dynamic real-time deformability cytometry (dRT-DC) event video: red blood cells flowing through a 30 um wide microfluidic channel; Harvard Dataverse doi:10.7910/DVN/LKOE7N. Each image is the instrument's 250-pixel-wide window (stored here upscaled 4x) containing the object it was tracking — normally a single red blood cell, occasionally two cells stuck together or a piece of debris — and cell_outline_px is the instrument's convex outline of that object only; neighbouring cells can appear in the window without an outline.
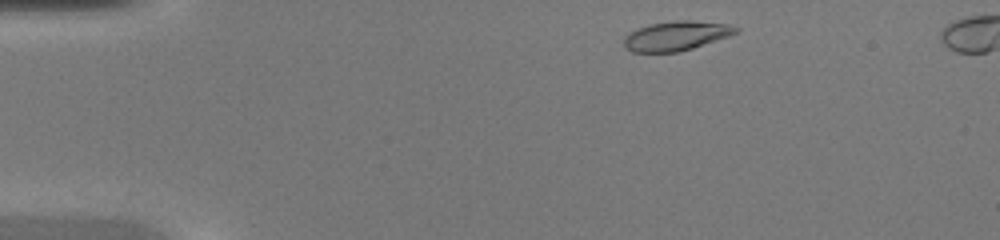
{"species": "common noctule bat (a hibernating species)", "species_latin": "Nyctalus noctula", "temperature_condition": "warm", "stored_images_in_passage": 39, "camera_frame_rate_fps": 3000, "um_per_image_px": 0.085, "animal": {"sex": "female", "body_mass_g": 20.0, "forearm_length_mm": 54.0}, "frame": {"image": 1, "passage_image": 2, "time_ms": 0.333, "image_size_px": [1000, 240], "cell_outline_px": [[740, 32], [692, 48], [676, 52], [632, 52], [624, 48], [624, 36], [628, 32], [636, 28], [652, 24], [676, 20], [692, 20], [732, 24], [740, 28]], "centroid_in_image_um": [57.48, 3.03], "position_along_channel_um": 27.5, "area_um2": 19.36}}
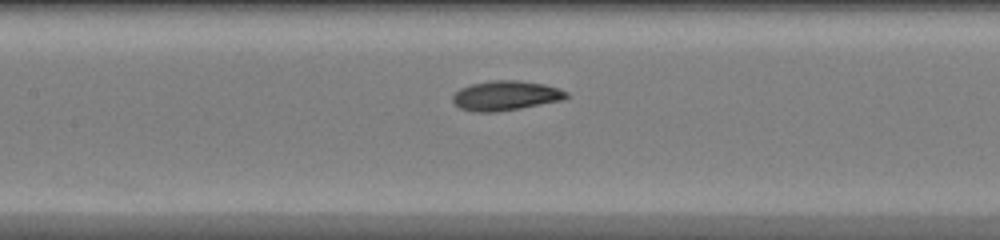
{"frame": {"image": 2, "passage_image": 16, "time_ms": 5.0, "image_size_px": [1000, 240], "cell_outline_px": [[568, 96], [564, 100], [520, 108], [496, 112], [472, 112], [460, 108], [452, 100], [452, 96], [460, 88], [468, 84], [492, 80], [520, 80], [544, 84], [560, 88], [568, 92]], "centroid_in_image_um": [42.99, 8.12], "position_along_channel_um": 164.4, "area_um2": 19.88}}
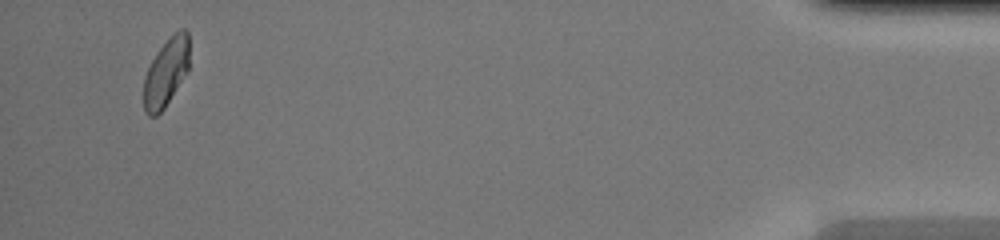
{"frame": {"image": 3, "passage_image": 38, "time_ms": 12.333, "image_size_px": [1000, 240], "cell_outline_px": [[188, 72], [164, 108], [156, 116], [148, 116], [144, 112], [144, 76], [156, 52], [180, 28], [184, 28], [188, 32]], "centroid_in_image_um": [14.11, 6.19], "position_along_channel_um": 421.1, "area_um2": 17.92}}